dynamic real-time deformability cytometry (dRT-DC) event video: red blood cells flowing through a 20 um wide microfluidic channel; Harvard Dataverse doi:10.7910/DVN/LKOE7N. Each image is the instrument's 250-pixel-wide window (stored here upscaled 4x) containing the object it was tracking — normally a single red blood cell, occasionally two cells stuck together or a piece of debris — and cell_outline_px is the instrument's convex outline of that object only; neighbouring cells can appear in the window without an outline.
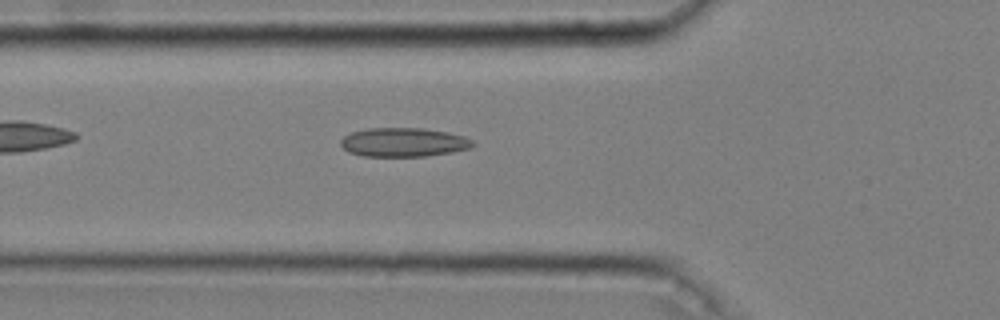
{"species": "common noctule bat (a hibernating species)", "species_latin": "Nyctalus noctula", "temperature_condition": "cold", "stored_images_in_passage": 35, "camera_frame_rate_fps": 3000, "um_per_image_px": 0.085, "animal": {"sex": "male", "body_mass_g": 20.4}, "frame": {"image": 1, "passage_image": 5, "time_ms": 1.333, "image_size_px": [1000, 320], "cell_outline_px": [[476, 144], [472, 148], [452, 152], [428, 156], [364, 156], [348, 152], [340, 144], [340, 140], [344, 136], [352, 132], [368, 128], [424, 128], [448, 132], [464, 136], [472, 140]], "centroid_in_image_um": [34.33, 12.09], "position_along_channel_um": 91.5, "area_um2": 22.43}}
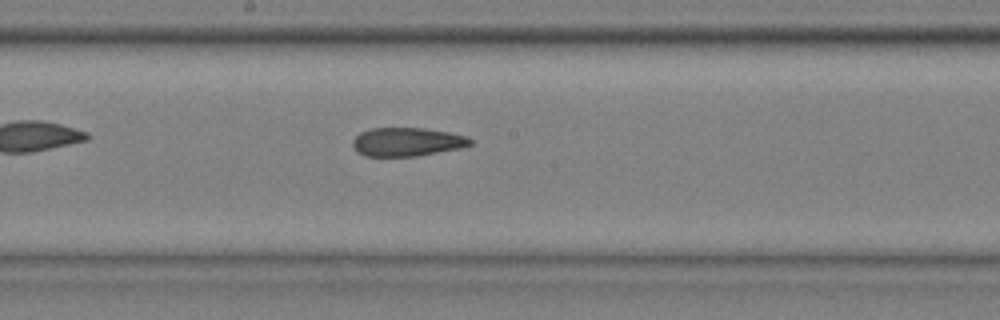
{"frame": {"image": 2, "passage_image": 15, "time_ms": 4.667, "image_size_px": [1000, 320], "cell_outline_px": [[472, 144], [460, 148], [416, 156], [364, 156], [356, 152], [352, 144], [352, 140], [360, 132], [372, 128], [424, 128], [448, 132], [468, 136], [472, 140]], "centroid_in_image_um": [34.58, 12.06], "position_along_channel_um": 213.6, "area_um2": 19.65}}
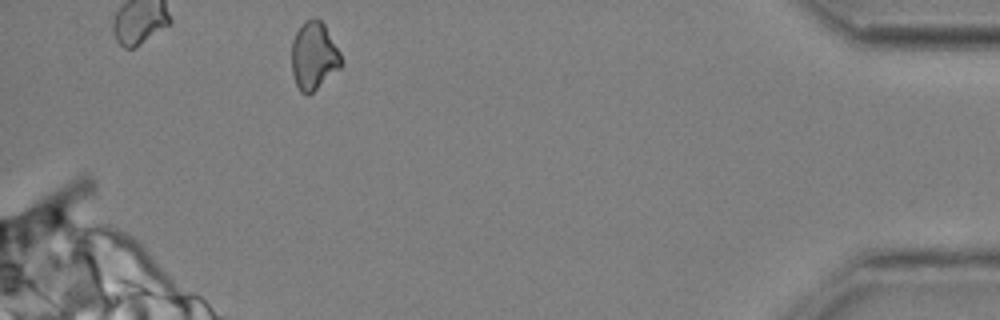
{"frame": {"image": 3, "passage_image": 35, "time_ms": 11.333, "image_size_px": [1000, 320], "cell_outline_px": [[344, 64], [340, 68], [312, 92], [300, 92], [296, 84], [292, 72], [292, 40], [300, 24], [304, 20], [312, 16], [316, 16], [324, 24], [340, 52]], "centroid_in_image_um": [26.68, 4.69], "position_along_channel_um": 408.5, "area_um2": 19.65}, "authors_computed_cell_mechanics": {"area_um2": 20.4612, "velocity_mm_per_s": 3.6597, "shape_relaxation_time_tau1_ms": null, "shape_relaxation_time_tau2_ms": 4.8921, "deformation_change_tau1": null, "deformation_change_tau2": 0.1113}}